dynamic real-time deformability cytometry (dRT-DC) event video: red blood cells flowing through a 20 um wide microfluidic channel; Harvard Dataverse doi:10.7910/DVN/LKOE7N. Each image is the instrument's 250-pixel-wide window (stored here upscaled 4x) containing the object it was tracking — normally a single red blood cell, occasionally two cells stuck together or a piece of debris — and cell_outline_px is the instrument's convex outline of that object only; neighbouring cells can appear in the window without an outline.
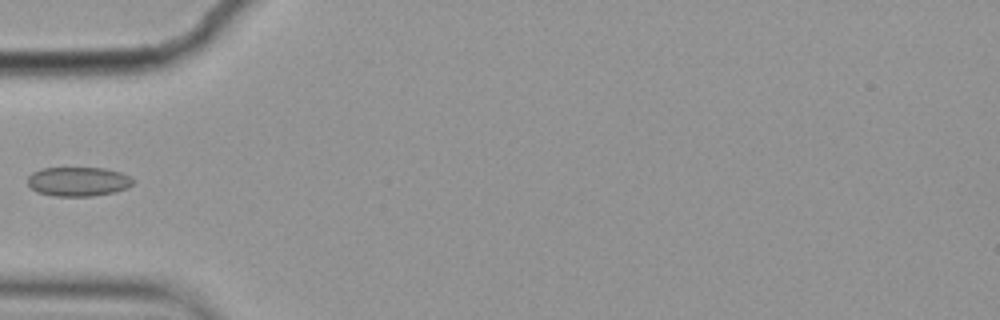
{"species": "common noctule bat (a hibernating species)", "species_latin": "Nyctalus noctula", "temperature_condition": "cold", "stored_images_in_passage": 4, "camera_frame_rate_fps": 3000, "um_per_image_px": 0.085, "animal": {"sex": "female", "body_mass_g": 19.9}, "frame": {"image": 1, "passage_image": 4, "time_ms": 1.0, "image_size_px": [1000, 320], "cell_outline_px": [[136, 180], [128, 188], [116, 192], [92, 196], [52, 196], [36, 192], [28, 184], [28, 176], [32, 172], [40, 168], [104, 168], [120, 172], [132, 176]], "centroid_in_image_um": [6.67, 15.43], "position_along_channel_um": 78.3, "area_um2": 18.26}}